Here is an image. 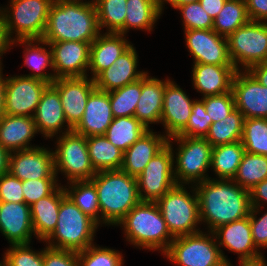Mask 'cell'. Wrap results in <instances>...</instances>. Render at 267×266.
<instances>
[{
  "label": "cell",
  "instance_id": "484cf974",
  "mask_svg": "<svg viewBox=\"0 0 267 266\" xmlns=\"http://www.w3.org/2000/svg\"><path fill=\"white\" fill-rule=\"evenodd\" d=\"M132 43L120 33H100L90 44L89 70L91 79L109 68Z\"/></svg>",
  "mask_w": 267,
  "mask_h": 266
},
{
  "label": "cell",
  "instance_id": "d590c367",
  "mask_svg": "<svg viewBox=\"0 0 267 266\" xmlns=\"http://www.w3.org/2000/svg\"><path fill=\"white\" fill-rule=\"evenodd\" d=\"M148 129L135 117L114 118L104 136L117 148L125 152Z\"/></svg>",
  "mask_w": 267,
  "mask_h": 266
},
{
  "label": "cell",
  "instance_id": "836d02e7",
  "mask_svg": "<svg viewBox=\"0 0 267 266\" xmlns=\"http://www.w3.org/2000/svg\"><path fill=\"white\" fill-rule=\"evenodd\" d=\"M244 153L245 149L241 140L214 146L212 149L211 170L213 169L217 178L212 179L233 180Z\"/></svg>",
  "mask_w": 267,
  "mask_h": 266
},
{
  "label": "cell",
  "instance_id": "91938a15",
  "mask_svg": "<svg viewBox=\"0 0 267 266\" xmlns=\"http://www.w3.org/2000/svg\"><path fill=\"white\" fill-rule=\"evenodd\" d=\"M3 67H0V119L5 115L4 110V97H5V84L7 77L4 78Z\"/></svg>",
  "mask_w": 267,
  "mask_h": 266
},
{
  "label": "cell",
  "instance_id": "8992f818",
  "mask_svg": "<svg viewBox=\"0 0 267 266\" xmlns=\"http://www.w3.org/2000/svg\"><path fill=\"white\" fill-rule=\"evenodd\" d=\"M185 186L176 185L155 202L174 238L202 231L197 226L201 221L196 189L189 187L191 195Z\"/></svg>",
  "mask_w": 267,
  "mask_h": 266
},
{
  "label": "cell",
  "instance_id": "9f6ffc18",
  "mask_svg": "<svg viewBox=\"0 0 267 266\" xmlns=\"http://www.w3.org/2000/svg\"><path fill=\"white\" fill-rule=\"evenodd\" d=\"M260 84L267 87V62L253 65L247 70Z\"/></svg>",
  "mask_w": 267,
  "mask_h": 266
},
{
  "label": "cell",
  "instance_id": "ab89813d",
  "mask_svg": "<svg viewBox=\"0 0 267 266\" xmlns=\"http://www.w3.org/2000/svg\"><path fill=\"white\" fill-rule=\"evenodd\" d=\"M126 1L97 0L95 6L100 31L103 28H107L106 33H120L124 35Z\"/></svg>",
  "mask_w": 267,
  "mask_h": 266
},
{
  "label": "cell",
  "instance_id": "f6af8a7d",
  "mask_svg": "<svg viewBox=\"0 0 267 266\" xmlns=\"http://www.w3.org/2000/svg\"><path fill=\"white\" fill-rule=\"evenodd\" d=\"M3 255V266H44L43 249L32 250L30 244L9 245Z\"/></svg>",
  "mask_w": 267,
  "mask_h": 266
},
{
  "label": "cell",
  "instance_id": "94428289",
  "mask_svg": "<svg viewBox=\"0 0 267 266\" xmlns=\"http://www.w3.org/2000/svg\"><path fill=\"white\" fill-rule=\"evenodd\" d=\"M197 1L199 0H159V6L162 13L165 3H169L174 9H177L181 5H186Z\"/></svg>",
  "mask_w": 267,
  "mask_h": 266
},
{
  "label": "cell",
  "instance_id": "e575fe53",
  "mask_svg": "<svg viewBox=\"0 0 267 266\" xmlns=\"http://www.w3.org/2000/svg\"><path fill=\"white\" fill-rule=\"evenodd\" d=\"M64 188L66 196L98 225H102L101 211L95 184L91 180L67 183ZM68 187V188H67Z\"/></svg>",
  "mask_w": 267,
  "mask_h": 266
},
{
  "label": "cell",
  "instance_id": "f546056e",
  "mask_svg": "<svg viewBox=\"0 0 267 266\" xmlns=\"http://www.w3.org/2000/svg\"><path fill=\"white\" fill-rule=\"evenodd\" d=\"M66 196L60 184L50 195L30 206L32 227L37 240L45 241L55 230L61 200Z\"/></svg>",
  "mask_w": 267,
  "mask_h": 266
},
{
  "label": "cell",
  "instance_id": "11a10c76",
  "mask_svg": "<svg viewBox=\"0 0 267 266\" xmlns=\"http://www.w3.org/2000/svg\"><path fill=\"white\" fill-rule=\"evenodd\" d=\"M202 8L214 20L219 12L222 10L226 0H199Z\"/></svg>",
  "mask_w": 267,
  "mask_h": 266
},
{
  "label": "cell",
  "instance_id": "9c48e42d",
  "mask_svg": "<svg viewBox=\"0 0 267 266\" xmlns=\"http://www.w3.org/2000/svg\"><path fill=\"white\" fill-rule=\"evenodd\" d=\"M206 232L175 237L163 256L177 266H222L229 262L214 234Z\"/></svg>",
  "mask_w": 267,
  "mask_h": 266
},
{
  "label": "cell",
  "instance_id": "f35d334b",
  "mask_svg": "<svg viewBox=\"0 0 267 266\" xmlns=\"http://www.w3.org/2000/svg\"><path fill=\"white\" fill-rule=\"evenodd\" d=\"M267 178V156L245 152L233 181L248 191Z\"/></svg>",
  "mask_w": 267,
  "mask_h": 266
},
{
  "label": "cell",
  "instance_id": "7c38bea8",
  "mask_svg": "<svg viewBox=\"0 0 267 266\" xmlns=\"http://www.w3.org/2000/svg\"><path fill=\"white\" fill-rule=\"evenodd\" d=\"M172 143V140H168L136 178L141 201L156 202L177 185L174 176Z\"/></svg>",
  "mask_w": 267,
  "mask_h": 266
},
{
  "label": "cell",
  "instance_id": "4316f807",
  "mask_svg": "<svg viewBox=\"0 0 267 266\" xmlns=\"http://www.w3.org/2000/svg\"><path fill=\"white\" fill-rule=\"evenodd\" d=\"M156 133L149 129L123 152L120 170L135 178L142 173L149 161L167 144L168 138L165 133Z\"/></svg>",
  "mask_w": 267,
  "mask_h": 266
},
{
  "label": "cell",
  "instance_id": "ac0fdd59",
  "mask_svg": "<svg viewBox=\"0 0 267 266\" xmlns=\"http://www.w3.org/2000/svg\"><path fill=\"white\" fill-rule=\"evenodd\" d=\"M59 93L65 119L74 129L81 121L87 99L96 88L90 77L58 78L51 84Z\"/></svg>",
  "mask_w": 267,
  "mask_h": 266
},
{
  "label": "cell",
  "instance_id": "bcb514c9",
  "mask_svg": "<svg viewBox=\"0 0 267 266\" xmlns=\"http://www.w3.org/2000/svg\"><path fill=\"white\" fill-rule=\"evenodd\" d=\"M177 10L181 12L184 30L213 28V19L202 8L199 1L181 5Z\"/></svg>",
  "mask_w": 267,
  "mask_h": 266
},
{
  "label": "cell",
  "instance_id": "ba28073f",
  "mask_svg": "<svg viewBox=\"0 0 267 266\" xmlns=\"http://www.w3.org/2000/svg\"><path fill=\"white\" fill-rule=\"evenodd\" d=\"M168 140L177 142L174 156V176L177 185H195L209 178L213 147L205 138L172 136Z\"/></svg>",
  "mask_w": 267,
  "mask_h": 266
},
{
  "label": "cell",
  "instance_id": "44dd1931",
  "mask_svg": "<svg viewBox=\"0 0 267 266\" xmlns=\"http://www.w3.org/2000/svg\"><path fill=\"white\" fill-rule=\"evenodd\" d=\"M212 233L216 238L219 248L224 247L238 254V260H253L263 256L254 244L249 216L222 225Z\"/></svg>",
  "mask_w": 267,
  "mask_h": 266
},
{
  "label": "cell",
  "instance_id": "5bb4252c",
  "mask_svg": "<svg viewBox=\"0 0 267 266\" xmlns=\"http://www.w3.org/2000/svg\"><path fill=\"white\" fill-rule=\"evenodd\" d=\"M8 172L21 181L58 179L55 174L54 152L44 146L10 152Z\"/></svg>",
  "mask_w": 267,
  "mask_h": 266
},
{
  "label": "cell",
  "instance_id": "8fae6325",
  "mask_svg": "<svg viewBox=\"0 0 267 266\" xmlns=\"http://www.w3.org/2000/svg\"><path fill=\"white\" fill-rule=\"evenodd\" d=\"M227 40L229 56L237 71L267 62V22L249 21Z\"/></svg>",
  "mask_w": 267,
  "mask_h": 266
},
{
  "label": "cell",
  "instance_id": "b9f144b4",
  "mask_svg": "<svg viewBox=\"0 0 267 266\" xmlns=\"http://www.w3.org/2000/svg\"><path fill=\"white\" fill-rule=\"evenodd\" d=\"M141 95V79L109 92V100L114 118L134 116Z\"/></svg>",
  "mask_w": 267,
  "mask_h": 266
},
{
  "label": "cell",
  "instance_id": "d4e9b609",
  "mask_svg": "<svg viewBox=\"0 0 267 266\" xmlns=\"http://www.w3.org/2000/svg\"><path fill=\"white\" fill-rule=\"evenodd\" d=\"M236 71L234 65L193 64V89L203 94L202 97L231 92Z\"/></svg>",
  "mask_w": 267,
  "mask_h": 266
},
{
  "label": "cell",
  "instance_id": "03108f58",
  "mask_svg": "<svg viewBox=\"0 0 267 266\" xmlns=\"http://www.w3.org/2000/svg\"><path fill=\"white\" fill-rule=\"evenodd\" d=\"M0 266H3V260H2V261H0Z\"/></svg>",
  "mask_w": 267,
  "mask_h": 266
},
{
  "label": "cell",
  "instance_id": "83f0119b",
  "mask_svg": "<svg viewBox=\"0 0 267 266\" xmlns=\"http://www.w3.org/2000/svg\"><path fill=\"white\" fill-rule=\"evenodd\" d=\"M166 80L146 73L141 78V95L134 116L149 130V124L160 123Z\"/></svg>",
  "mask_w": 267,
  "mask_h": 266
},
{
  "label": "cell",
  "instance_id": "db71d44e",
  "mask_svg": "<svg viewBox=\"0 0 267 266\" xmlns=\"http://www.w3.org/2000/svg\"><path fill=\"white\" fill-rule=\"evenodd\" d=\"M249 195L251 207L264 208L262 205L267 204V178L250 189Z\"/></svg>",
  "mask_w": 267,
  "mask_h": 266
},
{
  "label": "cell",
  "instance_id": "7dc6e473",
  "mask_svg": "<svg viewBox=\"0 0 267 266\" xmlns=\"http://www.w3.org/2000/svg\"><path fill=\"white\" fill-rule=\"evenodd\" d=\"M204 101L206 112L212 119V123L225 119L235 108L232 91L221 95L206 96Z\"/></svg>",
  "mask_w": 267,
  "mask_h": 266
},
{
  "label": "cell",
  "instance_id": "c3c4849f",
  "mask_svg": "<svg viewBox=\"0 0 267 266\" xmlns=\"http://www.w3.org/2000/svg\"><path fill=\"white\" fill-rule=\"evenodd\" d=\"M58 179H31L22 181L25 203L29 206L50 195L61 183Z\"/></svg>",
  "mask_w": 267,
  "mask_h": 266
},
{
  "label": "cell",
  "instance_id": "be15d7a7",
  "mask_svg": "<svg viewBox=\"0 0 267 266\" xmlns=\"http://www.w3.org/2000/svg\"><path fill=\"white\" fill-rule=\"evenodd\" d=\"M54 1H63V2H75V3H86V4H92L95 5L97 0H91V1H86V0H54Z\"/></svg>",
  "mask_w": 267,
  "mask_h": 266
},
{
  "label": "cell",
  "instance_id": "6125c7cd",
  "mask_svg": "<svg viewBox=\"0 0 267 266\" xmlns=\"http://www.w3.org/2000/svg\"><path fill=\"white\" fill-rule=\"evenodd\" d=\"M239 266H267L264 256L253 260H239Z\"/></svg>",
  "mask_w": 267,
  "mask_h": 266
},
{
  "label": "cell",
  "instance_id": "ee69618b",
  "mask_svg": "<svg viewBox=\"0 0 267 266\" xmlns=\"http://www.w3.org/2000/svg\"><path fill=\"white\" fill-rule=\"evenodd\" d=\"M211 124L212 119L206 112L204 101L194 99L192 113L187 125L175 136L205 138Z\"/></svg>",
  "mask_w": 267,
  "mask_h": 266
},
{
  "label": "cell",
  "instance_id": "1f68e13d",
  "mask_svg": "<svg viewBox=\"0 0 267 266\" xmlns=\"http://www.w3.org/2000/svg\"><path fill=\"white\" fill-rule=\"evenodd\" d=\"M161 14L159 0H127L124 35L132 28L153 31Z\"/></svg>",
  "mask_w": 267,
  "mask_h": 266
},
{
  "label": "cell",
  "instance_id": "52a82bcc",
  "mask_svg": "<svg viewBox=\"0 0 267 266\" xmlns=\"http://www.w3.org/2000/svg\"><path fill=\"white\" fill-rule=\"evenodd\" d=\"M53 2L54 0H10L7 8L0 7V17L9 38L12 41L42 39Z\"/></svg>",
  "mask_w": 267,
  "mask_h": 266
},
{
  "label": "cell",
  "instance_id": "f907efd6",
  "mask_svg": "<svg viewBox=\"0 0 267 266\" xmlns=\"http://www.w3.org/2000/svg\"><path fill=\"white\" fill-rule=\"evenodd\" d=\"M44 266H79L76 251L54 249L46 247L43 249Z\"/></svg>",
  "mask_w": 267,
  "mask_h": 266
},
{
  "label": "cell",
  "instance_id": "8d00e7d4",
  "mask_svg": "<svg viewBox=\"0 0 267 266\" xmlns=\"http://www.w3.org/2000/svg\"><path fill=\"white\" fill-rule=\"evenodd\" d=\"M249 21L245 0H226L222 10L213 20L212 29L227 38Z\"/></svg>",
  "mask_w": 267,
  "mask_h": 266
},
{
  "label": "cell",
  "instance_id": "e0dca14e",
  "mask_svg": "<svg viewBox=\"0 0 267 266\" xmlns=\"http://www.w3.org/2000/svg\"><path fill=\"white\" fill-rule=\"evenodd\" d=\"M90 44L78 41L50 42L55 80L86 77L89 68Z\"/></svg>",
  "mask_w": 267,
  "mask_h": 266
},
{
  "label": "cell",
  "instance_id": "7402d4cb",
  "mask_svg": "<svg viewBox=\"0 0 267 266\" xmlns=\"http://www.w3.org/2000/svg\"><path fill=\"white\" fill-rule=\"evenodd\" d=\"M33 118L38 133L43 134L46 139H53L58 133L65 134L73 130L65 119L59 93L52 85H48L43 91Z\"/></svg>",
  "mask_w": 267,
  "mask_h": 266
},
{
  "label": "cell",
  "instance_id": "cb8c5ba5",
  "mask_svg": "<svg viewBox=\"0 0 267 266\" xmlns=\"http://www.w3.org/2000/svg\"><path fill=\"white\" fill-rule=\"evenodd\" d=\"M113 119L109 92L95 88L87 99L81 121L73 131L86 137L104 135Z\"/></svg>",
  "mask_w": 267,
  "mask_h": 266
},
{
  "label": "cell",
  "instance_id": "680465c9",
  "mask_svg": "<svg viewBox=\"0 0 267 266\" xmlns=\"http://www.w3.org/2000/svg\"><path fill=\"white\" fill-rule=\"evenodd\" d=\"M10 152L0 144V177L8 172Z\"/></svg>",
  "mask_w": 267,
  "mask_h": 266
},
{
  "label": "cell",
  "instance_id": "5b68a950",
  "mask_svg": "<svg viewBox=\"0 0 267 266\" xmlns=\"http://www.w3.org/2000/svg\"><path fill=\"white\" fill-rule=\"evenodd\" d=\"M98 226L65 196L61 200L56 228L44 242L54 249L79 252L94 244Z\"/></svg>",
  "mask_w": 267,
  "mask_h": 266
},
{
  "label": "cell",
  "instance_id": "4fadbf2b",
  "mask_svg": "<svg viewBox=\"0 0 267 266\" xmlns=\"http://www.w3.org/2000/svg\"><path fill=\"white\" fill-rule=\"evenodd\" d=\"M49 84L23 75L7 76L4 110L7 115L33 117Z\"/></svg>",
  "mask_w": 267,
  "mask_h": 266
},
{
  "label": "cell",
  "instance_id": "603a6c76",
  "mask_svg": "<svg viewBox=\"0 0 267 266\" xmlns=\"http://www.w3.org/2000/svg\"><path fill=\"white\" fill-rule=\"evenodd\" d=\"M137 63V51L132 44L109 68L94 79L96 88L111 92L140 80L147 72L137 71Z\"/></svg>",
  "mask_w": 267,
  "mask_h": 266
},
{
  "label": "cell",
  "instance_id": "9a60e30c",
  "mask_svg": "<svg viewBox=\"0 0 267 266\" xmlns=\"http://www.w3.org/2000/svg\"><path fill=\"white\" fill-rule=\"evenodd\" d=\"M184 35L194 64L233 65L227 38L218 35L213 29L184 30Z\"/></svg>",
  "mask_w": 267,
  "mask_h": 266
},
{
  "label": "cell",
  "instance_id": "d6a6232c",
  "mask_svg": "<svg viewBox=\"0 0 267 266\" xmlns=\"http://www.w3.org/2000/svg\"><path fill=\"white\" fill-rule=\"evenodd\" d=\"M87 145L95 172L120 170L123 151L115 147L104 135L87 137Z\"/></svg>",
  "mask_w": 267,
  "mask_h": 266
},
{
  "label": "cell",
  "instance_id": "2e32d148",
  "mask_svg": "<svg viewBox=\"0 0 267 266\" xmlns=\"http://www.w3.org/2000/svg\"><path fill=\"white\" fill-rule=\"evenodd\" d=\"M235 108L249 118H267V87L260 84L248 71H236L231 89Z\"/></svg>",
  "mask_w": 267,
  "mask_h": 266
},
{
  "label": "cell",
  "instance_id": "f5cc1de1",
  "mask_svg": "<svg viewBox=\"0 0 267 266\" xmlns=\"http://www.w3.org/2000/svg\"><path fill=\"white\" fill-rule=\"evenodd\" d=\"M250 21L267 22V0H245Z\"/></svg>",
  "mask_w": 267,
  "mask_h": 266
},
{
  "label": "cell",
  "instance_id": "d6986e66",
  "mask_svg": "<svg viewBox=\"0 0 267 266\" xmlns=\"http://www.w3.org/2000/svg\"><path fill=\"white\" fill-rule=\"evenodd\" d=\"M193 102L175 81L166 79L160 123L167 138L177 135L187 125Z\"/></svg>",
  "mask_w": 267,
  "mask_h": 266
},
{
  "label": "cell",
  "instance_id": "30bf717a",
  "mask_svg": "<svg viewBox=\"0 0 267 266\" xmlns=\"http://www.w3.org/2000/svg\"><path fill=\"white\" fill-rule=\"evenodd\" d=\"M57 136L53 151L56 176L64 173L67 183L91 180L96 172L90 160L87 137L73 130Z\"/></svg>",
  "mask_w": 267,
  "mask_h": 266
},
{
  "label": "cell",
  "instance_id": "4dcf8cb0",
  "mask_svg": "<svg viewBox=\"0 0 267 266\" xmlns=\"http://www.w3.org/2000/svg\"><path fill=\"white\" fill-rule=\"evenodd\" d=\"M17 43L25 45L23 52L25 56L24 65L33 72L23 76L38 79L51 85L55 81V73L43 72L48 67L53 71L52 49L49 43L43 39H19L12 41V46Z\"/></svg>",
  "mask_w": 267,
  "mask_h": 266
},
{
  "label": "cell",
  "instance_id": "6f0895ef",
  "mask_svg": "<svg viewBox=\"0 0 267 266\" xmlns=\"http://www.w3.org/2000/svg\"><path fill=\"white\" fill-rule=\"evenodd\" d=\"M12 47V40L9 38L3 19L0 17V58ZM0 59V67H2Z\"/></svg>",
  "mask_w": 267,
  "mask_h": 266
},
{
  "label": "cell",
  "instance_id": "681fc988",
  "mask_svg": "<svg viewBox=\"0 0 267 266\" xmlns=\"http://www.w3.org/2000/svg\"><path fill=\"white\" fill-rule=\"evenodd\" d=\"M0 201L25 202L22 191V181L9 172L0 177Z\"/></svg>",
  "mask_w": 267,
  "mask_h": 266
},
{
  "label": "cell",
  "instance_id": "74e56055",
  "mask_svg": "<svg viewBox=\"0 0 267 266\" xmlns=\"http://www.w3.org/2000/svg\"><path fill=\"white\" fill-rule=\"evenodd\" d=\"M243 122V114L235 109L225 119L212 123L205 139L212 147L240 141L243 134Z\"/></svg>",
  "mask_w": 267,
  "mask_h": 266
},
{
  "label": "cell",
  "instance_id": "816d5d0a",
  "mask_svg": "<svg viewBox=\"0 0 267 266\" xmlns=\"http://www.w3.org/2000/svg\"><path fill=\"white\" fill-rule=\"evenodd\" d=\"M261 212L260 207H252L249 219L251 226V233L253 237L254 244L258 249L267 248V212H265L261 217H257V214Z\"/></svg>",
  "mask_w": 267,
  "mask_h": 266
},
{
  "label": "cell",
  "instance_id": "e7e4bbea",
  "mask_svg": "<svg viewBox=\"0 0 267 266\" xmlns=\"http://www.w3.org/2000/svg\"><path fill=\"white\" fill-rule=\"evenodd\" d=\"M222 266H233V264L231 265V262H225Z\"/></svg>",
  "mask_w": 267,
  "mask_h": 266
},
{
  "label": "cell",
  "instance_id": "ffe728a7",
  "mask_svg": "<svg viewBox=\"0 0 267 266\" xmlns=\"http://www.w3.org/2000/svg\"><path fill=\"white\" fill-rule=\"evenodd\" d=\"M0 232L10 245L30 244L32 227L30 206L25 202L0 201Z\"/></svg>",
  "mask_w": 267,
  "mask_h": 266
},
{
  "label": "cell",
  "instance_id": "f1b7e54d",
  "mask_svg": "<svg viewBox=\"0 0 267 266\" xmlns=\"http://www.w3.org/2000/svg\"><path fill=\"white\" fill-rule=\"evenodd\" d=\"M36 134L33 117L5 114L0 119V144L9 152L37 147L30 144Z\"/></svg>",
  "mask_w": 267,
  "mask_h": 266
},
{
  "label": "cell",
  "instance_id": "60d3db41",
  "mask_svg": "<svg viewBox=\"0 0 267 266\" xmlns=\"http://www.w3.org/2000/svg\"><path fill=\"white\" fill-rule=\"evenodd\" d=\"M241 142L245 152L267 156V118L244 119Z\"/></svg>",
  "mask_w": 267,
  "mask_h": 266
},
{
  "label": "cell",
  "instance_id": "277c9868",
  "mask_svg": "<svg viewBox=\"0 0 267 266\" xmlns=\"http://www.w3.org/2000/svg\"><path fill=\"white\" fill-rule=\"evenodd\" d=\"M117 226L124 230L126 241L139 249L164 254L174 239L155 202L140 201Z\"/></svg>",
  "mask_w": 267,
  "mask_h": 266
},
{
  "label": "cell",
  "instance_id": "3957f363",
  "mask_svg": "<svg viewBox=\"0 0 267 266\" xmlns=\"http://www.w3.org/2000/svg\"><path fill=\"white\" fill-rule=\"evenodd\" d=\"M91 181L97 190L102 224L116 226L141 201L136 178L122 170L96 172Z\"/></svg>",
  "mask_w": 267,
  "mask_h": 266
},
{
  "label": "cell",
  "instance_id": "6da1fadb",
  "mask_svg": "<svg viewBox=\"0 0 267 266\" xmlns=\"http://www.w3.org/2000/svg\"><path fill=\"white\" fill-rule=\"evenodd\" d=\"M199 201L201 224H207L208 231L249 216L250 195L233 180L207 179L194 185Z\"/></svg>",
  "mask_w": 267,
  "mask_h": 266
},
{
  "label": "cell",
  "instance_id": "7a4b0ae2",
  "mask_svg": "<svg viewBox=\"0 0 267 266\" xmlns=\"http://www.w3.org/2000/svg\"><path fill=\"white\" fill-rule=\"evenodd\" d=\"M100 32L95 5L54 1L42 39L92 43Z\"/></svg>",
  "mask_w": 267,
  "mask_h": 266
},
{
  "label": "cell",
  "instance_id": "7bdbcfd3",
  "mask_svg": "<svg viewBox=\"0 0 267 266\" xmlns=\"http://www.w3.org/2000/svg\"><path fill=\"white\" fill-rule=\"evenodd\" d=\"M79 266H123L121 252L92 244L85 250L77 252Z\"/></svg>",
  "mask_w": 267,
  "mask_h": 266
}]
</instances>
